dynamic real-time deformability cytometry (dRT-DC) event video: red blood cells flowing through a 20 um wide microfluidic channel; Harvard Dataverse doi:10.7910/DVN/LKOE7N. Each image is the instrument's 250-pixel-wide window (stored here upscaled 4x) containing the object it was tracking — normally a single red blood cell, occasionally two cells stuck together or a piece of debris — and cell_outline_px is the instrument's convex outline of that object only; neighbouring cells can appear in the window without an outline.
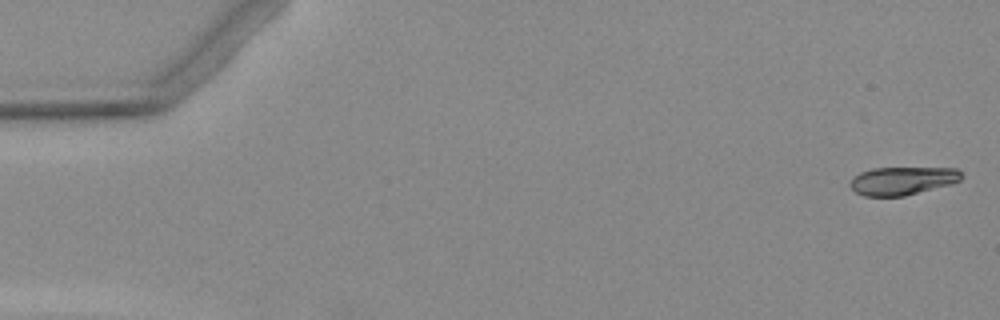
{"species": "Egyptian fruit bat (a non-hibernating species)", "species_latin": "Rousettus aegyptiacus", "temperature_condition": "warm", "stored_images_in_passage": 7, "camera_frame_rate_fps": 3000, "um_per_image_px": 0.085, "animal": {"sex": "female"}, "frame": {"image": 1, "passage_image": 1, "time_ms": 0.0, "image_size_px": [1000, 320], "cell_outline_px": [[960, 180], [952, 184], [904, 196], [864, 196], [856, 192], [848, 184], [860, 172], [872, 168], [956, 168], [960, 172]], "centroid_in_image_um": [76.69, 15.37], "position_along_channel_um": 8.3, "area_um2": 18.09}}
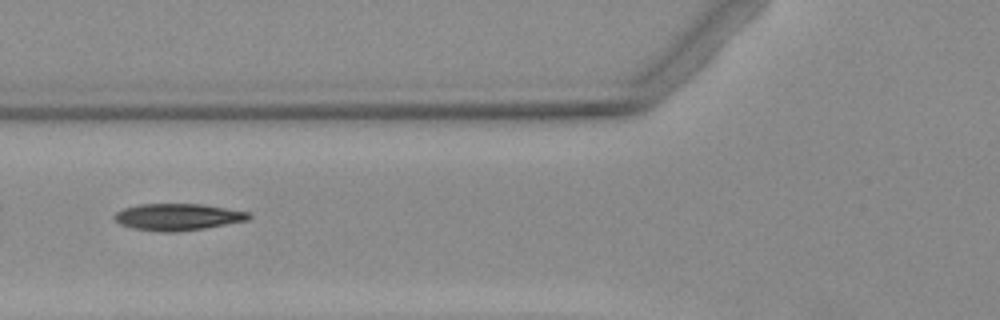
{"frame": {"image": 2, "passage_image": 6, "time_ms": 6.333, "image_size_px": [1000, 320], "cell_outline_px": [[252, 216], [248, 220], [204, 228], [172, 232], [160, 232], [132, 228], [120, 224], [112, 220], [112, 216], [116, 212], [124, 208], [140, 204], [204, 204], [248, 212]], "centroid_in_image_um": [15.06, 18.44], "position_along_channel_um": 110.7, "area_um2": 20.98}}
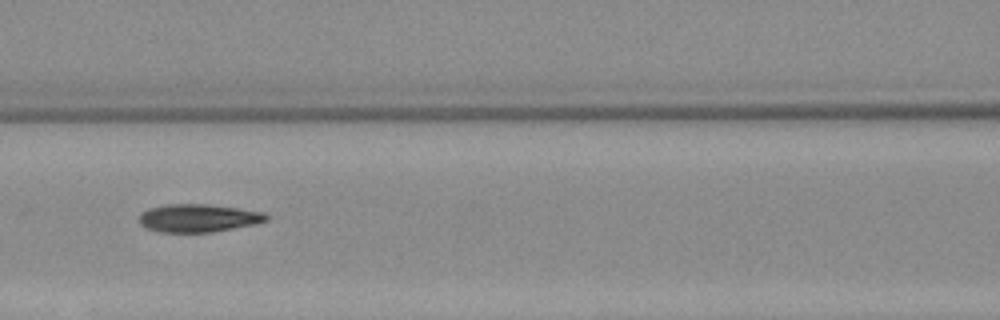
{"frame": {"image": 3, "passage_image": 7, "time_ms": 7.333, "image_size_px": [1000, 320], "cell_outline_px": [[268, 220], [256, 224], [212, 232], [160, 232], [148, 228], [140, 224], [140, 212], [148, 208], [164, 204], [208, 204], [264, 212], [268, 216]], "centroid_in_image_um": [16.85, 18.53], "position_along_channel_um": 149.8, "area_um2": 20.75}}